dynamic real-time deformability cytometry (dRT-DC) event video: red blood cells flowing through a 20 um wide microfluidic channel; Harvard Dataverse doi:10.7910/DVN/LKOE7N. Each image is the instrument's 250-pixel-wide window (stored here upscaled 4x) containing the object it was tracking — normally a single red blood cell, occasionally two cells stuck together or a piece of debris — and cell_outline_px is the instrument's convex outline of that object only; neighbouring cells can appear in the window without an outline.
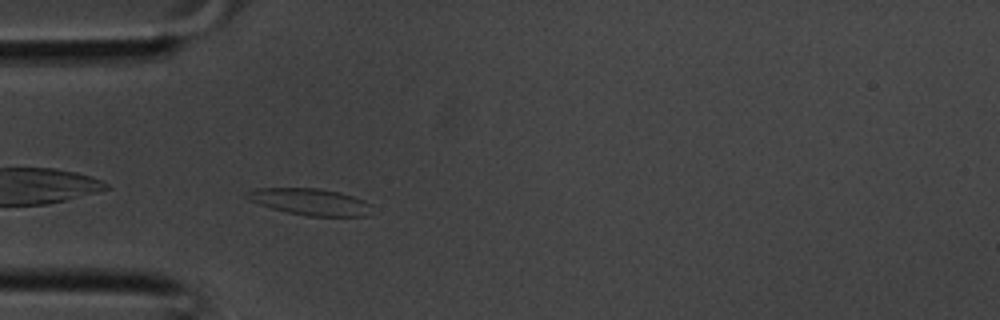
{"species": "common noctule bat (a hibernating species)", "species_latin": "Nyctalus noctula", "temperature_condition": "room temperature", "stored_images_in_passage": 27, "camera_frame_rate_fps": 3000, "um_per_image_px": 0.085, "animal": {"sex": "male", "body_mass_g": 20.1, "forearm_length_mm": 53.5}, "frame": {"image": 1, "passage_image": 1, "time_ms": 0.0, "image_size_px": [1000, 320], "cell_outline_px": [[368, 216], [308, 216], [288, 212], [272, 208], [248, 200], [244, 196], [244, 192], [256, 188], [320, 188], [340, 192], [364, 200], [368, 204]], "centroid_in_image_um": [26.29, 17.14], "position_along_channel_um": 58.7, "area_um2": 19.25}}
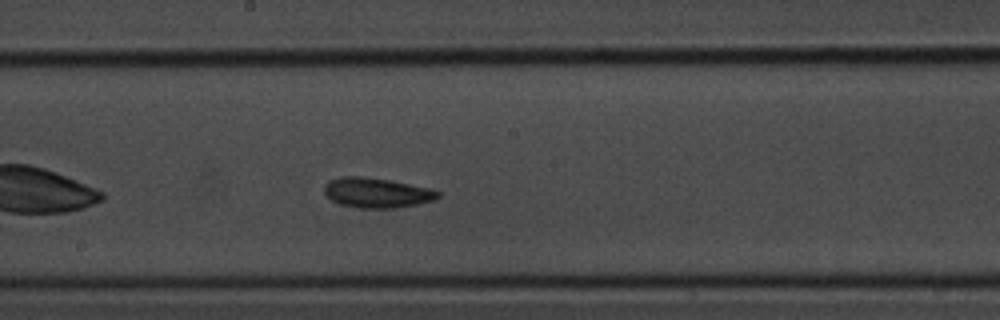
{"frame": {"image": 2, "passage_image": 10, "time_ms": 3.0, "image_size_px": [1000, 320], "cell_outline_px": [[440, 196], [432, 200], [416, 204], [396, 208], [360, 208], [340, 204], [332, 200], [324, 192], [324, 184], [328, 180], [340, 176], [360, 176], [388, 180], [432, 188], [440, 192]], "centroid_in_image_um": [32.0, 16.37], "position_along_channel_um": 216.2, "area_um2": 19.83}}
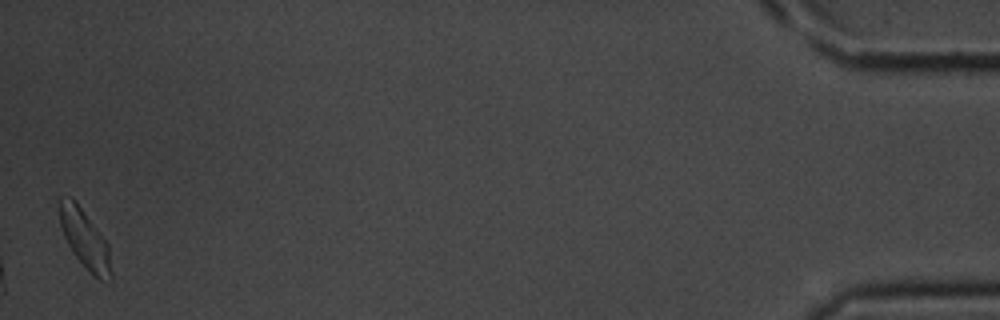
{"frame": {"image": 3, "passage_image": 27, "time_ms": 8.667, "image_size_px": [1000, 320], "cell_outline_px": [[112, 280], [100, 280], [72, 252], [64, 236], [60, 224], [60, 196], [72, 196], [76, 200], [108, 244], [112, 272]], "centroid_in_image_um": [7.21, 20.28], "position_along_channel_um": 428.0, "area_um2": 17.34}}